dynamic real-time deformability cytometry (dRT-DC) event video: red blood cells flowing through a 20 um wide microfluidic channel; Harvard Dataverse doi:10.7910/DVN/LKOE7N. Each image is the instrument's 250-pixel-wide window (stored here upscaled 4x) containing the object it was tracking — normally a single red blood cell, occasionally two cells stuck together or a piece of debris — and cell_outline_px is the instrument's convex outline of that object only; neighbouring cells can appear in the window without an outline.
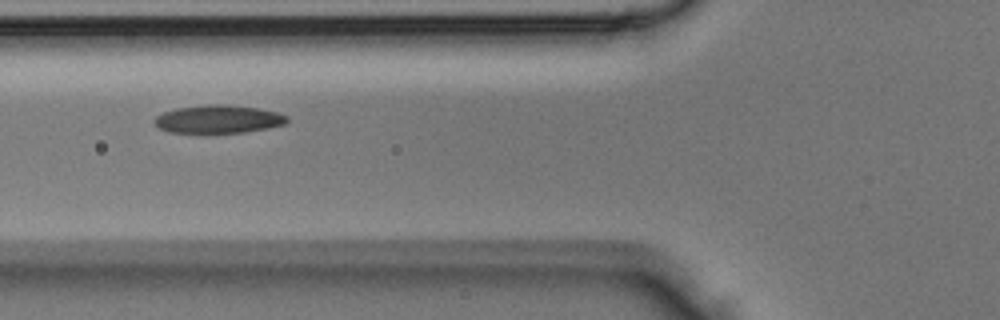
{"species": "Egyptian fruit bat (a non-hibernating species)", "species_latin": "Rousettus aegyptiacus", "temperature_condition": "room temperature", "stored_images_in_passage": 4, "camera_frame_rate_fps": 3000, "um_per_image_px": 0.085, "animal": {"sex": "male"}, "frame": {"image": 1, "passage_image": 3, "time_ms": 0.667, "image_size_px": [1000, 320], "cell_outline_px": [[288, 120], [284, 124], [268, 128], [244, 132], [208, 136], [168, 132], [160, 128], [152, 120], [156, 116], [164, 112], [176, 108], [208, 104], [220, 104], [256, 108], [276, 112], [288, 116]], "centroid_in_image_um": [18.49, 10.18], "position_along_channel_um": 107.3, "area_um2": 22.48}}
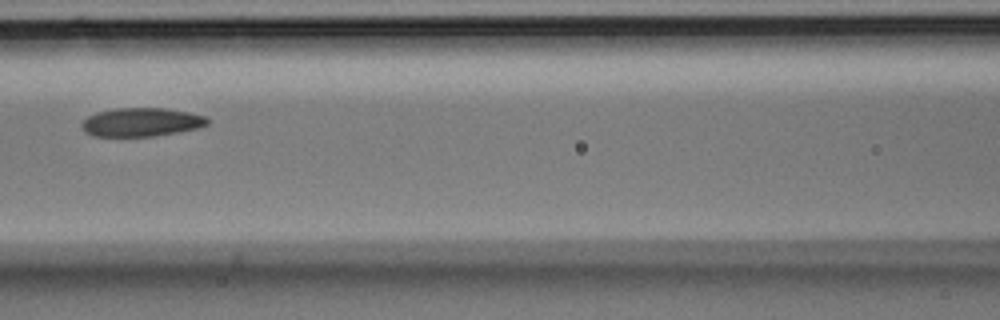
{"frame": {"image": 2, "passage_image": 4, "time_ms": 1.0, "image_size_px": [1000, 320], "cell_outline_px": [[208, 124], [196, 128], [176, 132], [152, 136], [92, 136], [84, 132], [80, 124], [88, 116], [96, 112], [116, 108], [164, 108], [188, 112], [204, 116], [208, 120]], "centroid_in_image_um": [11.95, 10.38], "position_along_channel_um": 154.6, "area_um2": 20.81}}